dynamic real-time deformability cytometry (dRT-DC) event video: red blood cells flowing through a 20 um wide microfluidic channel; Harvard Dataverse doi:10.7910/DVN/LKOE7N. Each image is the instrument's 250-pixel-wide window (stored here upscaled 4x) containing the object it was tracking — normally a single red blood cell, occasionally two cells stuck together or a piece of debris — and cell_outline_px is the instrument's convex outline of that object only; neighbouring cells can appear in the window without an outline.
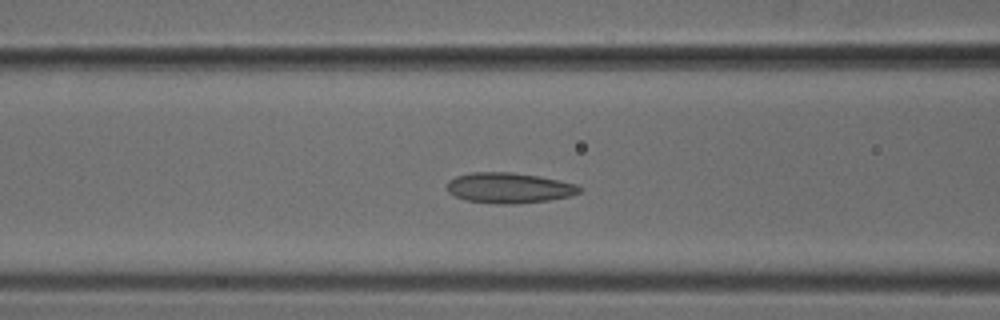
{"species": "common noctule bat (a hibernating species)", "species_latin": "Nyctalus noctula", "temperature_condition": "cold", "stored_images_in_passage": 51, "camera_frame_rate_fps": 3000, "um_per_image_px": 0.085, "animal": {"sex": "male", "body_mass_g": 18.8}, "frame": {"image": 1, "passage_image": 20, "time_ms": 6.333, "image_size_px": [1000, 320], "cell_outline_px": [[584, 188], [580, 192], [572, 196], [548, 200], [516, 204], [496, 204], [464, 200], [448, 192], [448, 180], [456, 176], [472, 172], [512, 172], [540, 176], [576, 184]], "centroid_in_image_um": [43.29, 15.97], "position_along_channel_um": 123.3, "area_um2": 23.7}}
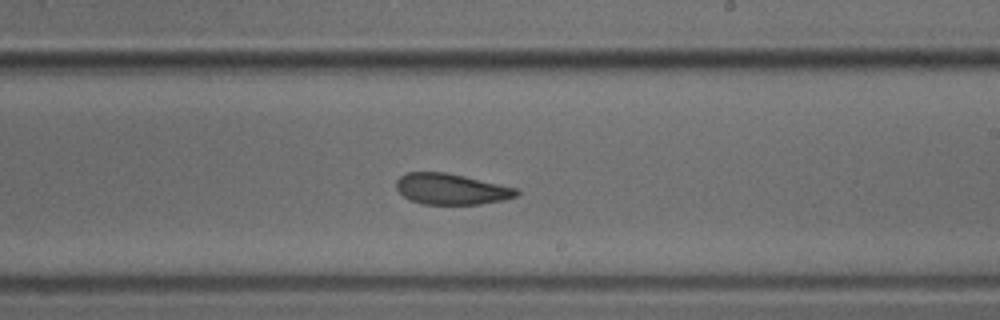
{"frame": {"image": 2, "passage_image": 30, "time_ms": 9.667, "image_size_px": [1000, 320], "cell_outline_px": [[520, 196], [504, 200], [480, 204], [420, 204], [408, 200], [396, 188], [396, 180], [404, 172], [444, 172], [464, 176], [516, 188], [520, 192]], "centroid_in_image_um": [38.34, 16.08], "position_along_channel_um": 250.7, "area_um2": 21.79}}
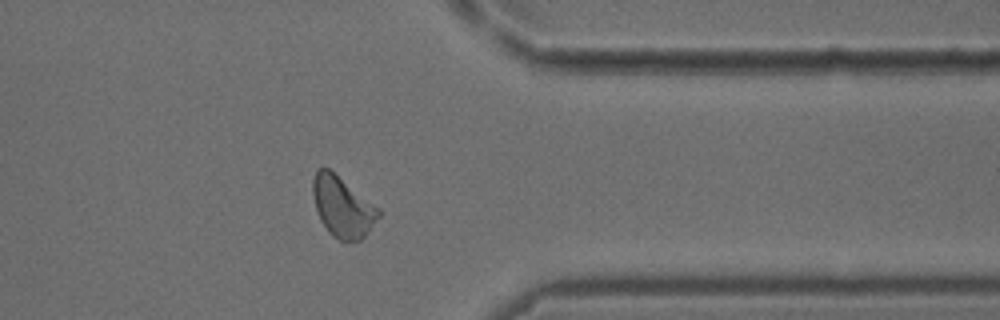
{"frame": {"image": 3, "passage_image": 41, "time_ms": 13.333, "image_size_px": [1000, 320], "cell_outline_px": [[380, 216], [364, 236], [360, 240], [340, 240], [332, 236], [328, 232], [320, 220], [316, 208], [312, 192], [312, 180], [316, 172], [320, 168], [328, 168], [380, 208]], "centroid_in_image_um": [29.11, 17.58], "position_along_channel_um": 382.3, "area_um2": 22.89}}